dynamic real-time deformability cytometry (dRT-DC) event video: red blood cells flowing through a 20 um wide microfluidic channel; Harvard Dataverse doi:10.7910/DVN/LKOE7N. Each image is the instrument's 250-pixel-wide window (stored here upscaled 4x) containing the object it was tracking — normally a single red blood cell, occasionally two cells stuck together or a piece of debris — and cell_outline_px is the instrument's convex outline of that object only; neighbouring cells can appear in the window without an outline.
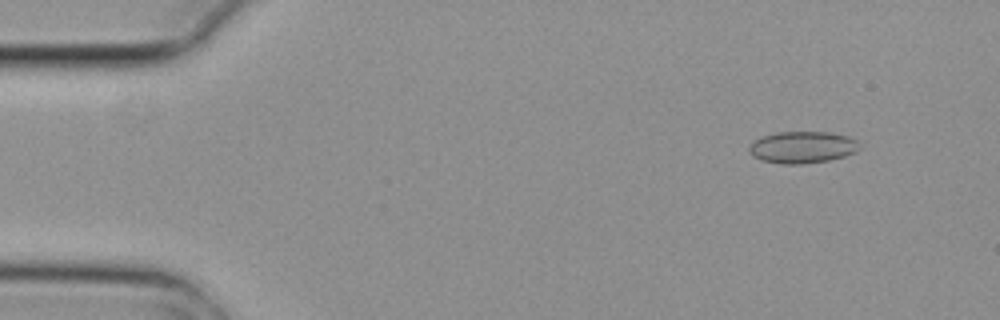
{"species": "common noctule bat (a hibernating species)", "species_latin": "Nyctalus noctula", "temperature_condition": "cold", "stored_images_in_passage": 5, "camera_frame_rate_fps": 3000, "um_per_image_px": 0.085, "animal": {"sex": "female", "body_mass_g": 29.2, "forearm_length_mm": 56.3}, "frame": {"image": 1, "passage_image": 2, "time_ms": 0.333, "image_size_px": [1000, 320], "cell_outline_px": [[860, 148], [856, 152], [844, 156], [828, 160], [800, 164], [780, 164], [760, 160], [752, 156], [748, 152], [748, 148], [752, 140], [776, 132], [828, 132], [848, 136], [856, 140]], "centroid_in_image_um": [68.16, 12.52], "position_along_channel_um": 16.8, "area_um2": 20.58}}